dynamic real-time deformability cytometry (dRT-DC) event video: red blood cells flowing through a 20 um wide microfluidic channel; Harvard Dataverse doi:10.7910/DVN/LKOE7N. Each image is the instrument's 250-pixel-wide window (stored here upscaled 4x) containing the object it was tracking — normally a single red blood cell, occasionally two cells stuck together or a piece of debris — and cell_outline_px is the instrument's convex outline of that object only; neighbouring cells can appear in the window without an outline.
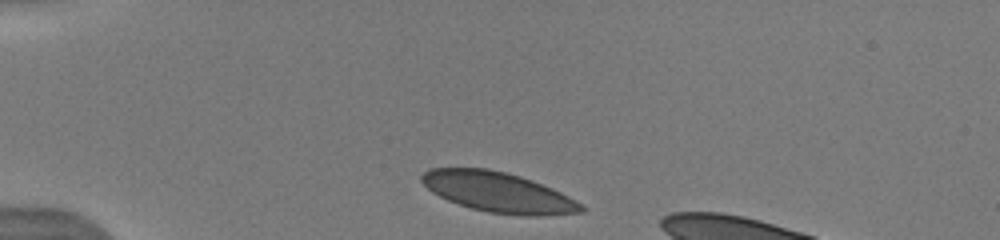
{"species": "human", "species_latin": "Homo sapiens", "temperature_condition": "warm", "stored_images_in_passage": 28, "camera_frame_rate_fps": 3000, "um_per_image_px": 0.085, "donor": {"sex": "male"}, "frame": {"image": 1, "passage_image": 1, "time_ms": 0.0, "image_size_px": [1000, 240], "cell_outline_px": [[584, 212], [536, 216], [524, 216], [488, 212], [472, 208], [448, 200], [432, 192], [420, 180], [420, 176], [428, 168], [488, 168], [520, 176], [532, 180], [552, 188], [576, 200], [584, 208]], "centroid_in_image_um": [42.34, 16.33], "position_along_channel_um": 42.7, "area_um2": 37.05}}